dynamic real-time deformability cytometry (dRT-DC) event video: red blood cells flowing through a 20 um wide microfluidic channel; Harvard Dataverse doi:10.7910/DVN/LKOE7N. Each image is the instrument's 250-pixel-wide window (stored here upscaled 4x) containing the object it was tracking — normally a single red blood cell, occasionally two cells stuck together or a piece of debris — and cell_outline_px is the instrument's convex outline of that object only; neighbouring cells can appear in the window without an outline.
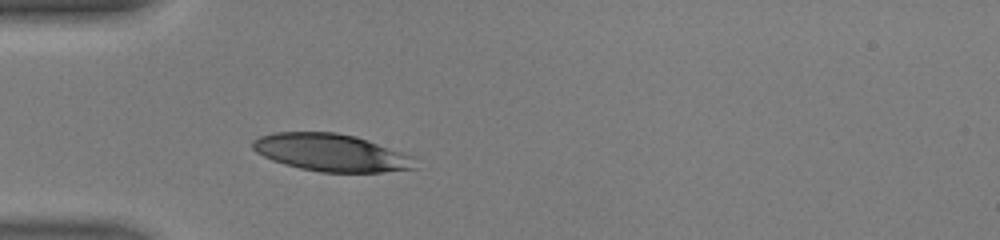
{"species": "human", "species_latin": "Homo sapiens", "temperature_condition": "warm", "stored_images_in_passage": 33, "camera_frame_rate_fps": 3000, "um_per_image_px": 0.085, "donor": {"sex": "male"}, "frame": {"image": 1, "passage_image": 1, "time_ms": 0.0, "image_size_px": [1000, 240], "cell_outline_px": [[416, 168], [380, 172], [320, 172], [300, 168], [284, 164], [272, 160], [256, 152], [252, 148], [252, 140], [260, 136], [272, 132], [336, 132], [356, 136], [412, 156]], "centroid_in_image_um": [28.09, 12.96], "position_along_channel_um": 56.9, "area_um2": 35.2}}
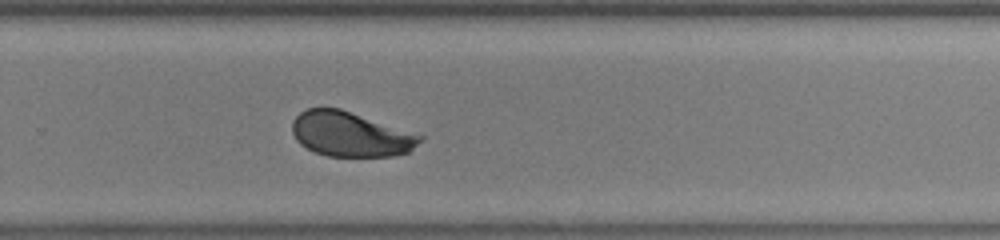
{"frame": {"image": 2, "passage_image": 18, "time_ms": 5.667, "image_size_px": [1000, 240], "cell_outline_px": [[424, 140], [408, 152], [392, 156], [328, 156], [316, 152], [300, 144], [296, 140], [292, 132], [292, 120], [300, 112], [308, 108], [340, 108], [424, 136]], "centroid_in_image_um": [29.79, 11.41], "position_along_channel_um": 300.0, "area_um2": 33.23}}
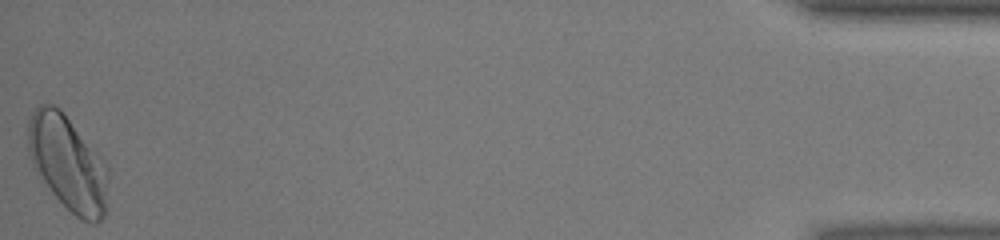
{"frame": {"image": 3, "passage_image": 33, "time_ms": 10.667, "image_size_px": [1000, 240], "cell_outline_px": [[108, 176], [104, 216], [96, 224], [92, 224], [76, 216], [52, 192], [32, 164], [28, 152], [28, 120], [32, 112], [40, 104], [52, 104], [60, 108], [64, 112], [108, 164]], "centroid_in_image_um": [5.77, 13.83], "position_along_channel_um": 429.4, "area_um2": 44.16}, "authors_computed_cell_mechanics": {"area_um2": 34.9112, "velocity_mm_per_s": 4.4431, "shape_relaxation_time_tau1_ms": 2.6417, "shape_relaxation_time_tau2_ms": 0.6685, "deformation_change_tau1": 0.1521, "deformation_change_tau2": 0.0423}}